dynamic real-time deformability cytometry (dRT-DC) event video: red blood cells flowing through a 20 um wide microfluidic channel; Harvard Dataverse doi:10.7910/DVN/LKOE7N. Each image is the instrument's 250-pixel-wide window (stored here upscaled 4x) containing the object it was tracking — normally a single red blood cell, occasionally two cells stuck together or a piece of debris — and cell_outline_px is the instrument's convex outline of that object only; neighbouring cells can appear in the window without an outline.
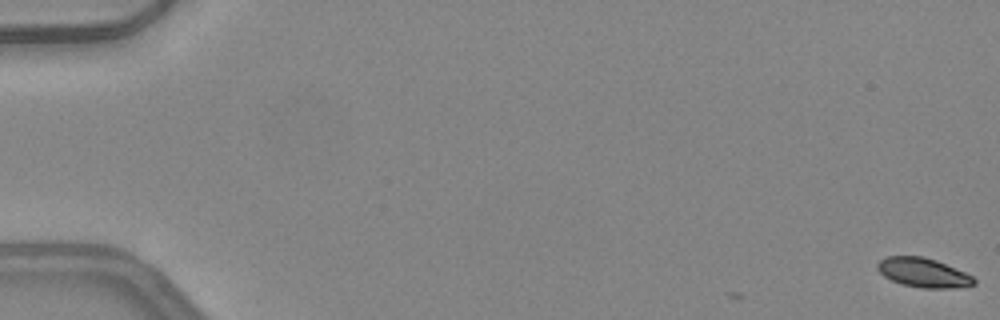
{"species": "common noctule bat (a hibernating species)", "species_latin": "Nyctalus noctula", "temperature_condition": "warm", "stored_images_in_passage": 5, "camera_frame_rate_fps": 3000, "um_per_image_px": 0.085, "animal": {"sex": "female", "body_mass_g": 24.6, "forearm_length_mm": 56.2}, "frame": {"image": 1, "passage_image": 1, "time_ms": 0.0, "image_size_px": [1000, 320], "cell_outline_px": [[976, 284], [956, 288], [920, 288], [900, 284], [884, 276], [876, 268], [876, 264], [880, 260], [888, 256], [924, 256], [936, 260], [964, 272], [972, 276], [976, 280]], "centroid_in_image_um": [78.46, 23.18], "position_along_channel_um": 6.5, "area_um2": 16.53}}